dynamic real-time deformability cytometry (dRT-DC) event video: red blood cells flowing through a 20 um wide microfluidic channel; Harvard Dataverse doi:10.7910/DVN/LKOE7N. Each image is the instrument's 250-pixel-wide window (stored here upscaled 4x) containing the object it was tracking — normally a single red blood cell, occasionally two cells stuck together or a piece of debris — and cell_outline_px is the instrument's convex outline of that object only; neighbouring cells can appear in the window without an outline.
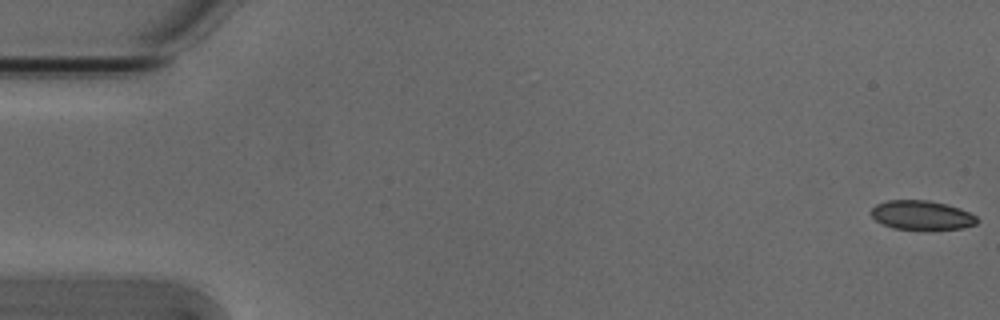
{"species": "Egyptian fruit bat (a non-hibernating species)", "species_latin": "Rousettus aegyptiacus", "temperature_condition": "cold", "stored_images_in_passage": 5, "camera_frame_rate_fps": 3000, "um_per_image_px": 0.085, "animal": {"sex": "male"}, "frame": {"image": 1, "passage_image": 1, "time_ms": 0.0, "image_size_px": [1000, 320], "cell_outline_px": [[980, 220], [976, 224], [960, 228], [928, 232], [924, 232], [892, 228], [876, 220], [872, 216], [872, 208], [876, 204], [888, 200], [928, 200], [960, 208], [976, 216]], "centroid_in_image_um": [78.37, 18.33], "position_along_channel_um": 6.6, "area_um2": 18.55}}
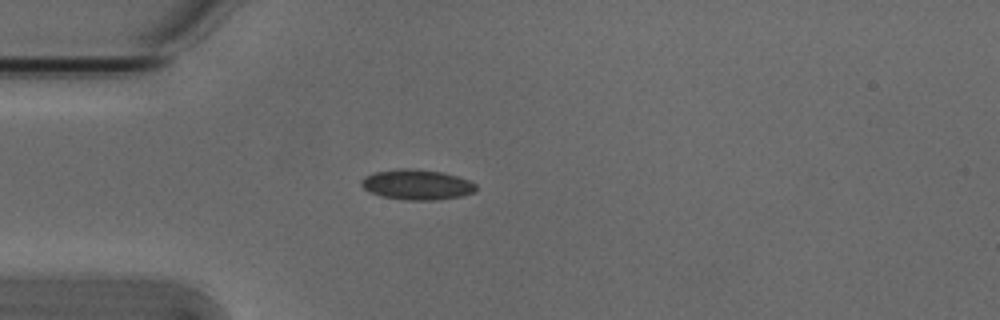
{"frame": {"image": 2, "passage_image": 5, "time_ms": 1.333, "image_size_px": [1000, 320], "cell_outline_px": [[476, 192], [460, 196], [440, 200], [404, 200], [380, 196], [364, 188], [360, 184], [360, 180], [364, 176], [376, 172], [400, 168], [408, 168], [444, 172], [468, 180], [476, 184]], "centroid_in_image_um": [35.44, 15.7], "position_along_channel_um": 49.6, "area_um2": 20.29}}